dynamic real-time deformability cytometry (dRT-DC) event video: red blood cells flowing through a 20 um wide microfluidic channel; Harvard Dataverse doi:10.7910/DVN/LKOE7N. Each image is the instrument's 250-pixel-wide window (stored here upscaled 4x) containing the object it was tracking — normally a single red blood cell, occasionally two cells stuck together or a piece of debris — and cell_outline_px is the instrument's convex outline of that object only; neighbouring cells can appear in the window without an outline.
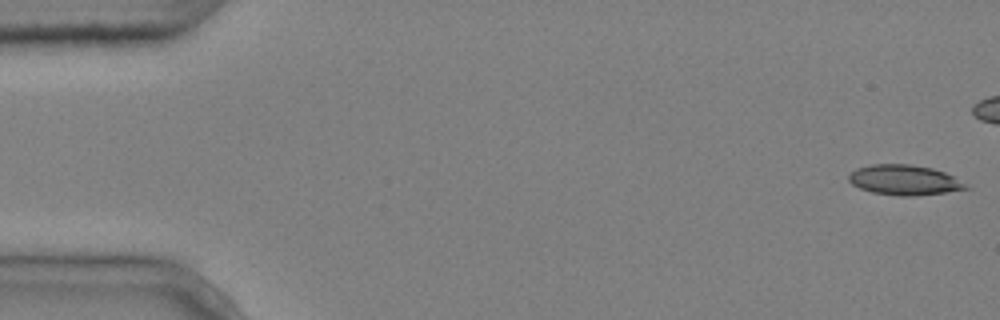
{"species": "common noctule bat (a hibernating species)", "species_latin": "Nyctalus noctula", "temperature_condition": "cold", "stored_images_in_passage": 12, "camera_frame_rate_fps": 3000, "um_per_image_px": 0.085, "animal": {"sex": "male", "body_mass_g": 20.4}, "frame": {"image": 1, "passage_image": 1, "time_ms": 0.0, "image_size_px": [1000, 320], "cell_outline_px": [[968, 188], [944, 192], [916, 196], [900, 196], [872, 192], [860, 188], [852, 184], [848, 180], [848, 176], [856, 168], [872, 164], [908, 164], [932, 168], [944, 172], [952, 176], [964, 184]], "centroid_in_image_um": [76.8, 15.3], "position_along_channel_um": 8.2, "area_um2": 20.23}}
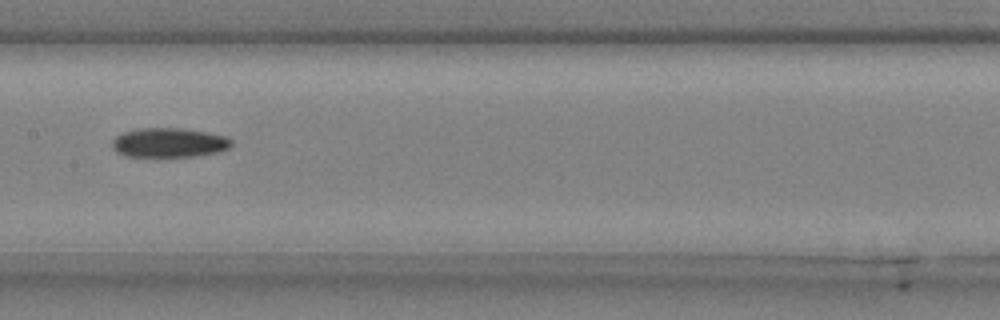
{"frame": {"image": 2, "passage_image": 9, "time_ms": 2.667, "image_size_px": [1000, 320], "cell_outline_px": [[232, 144], [228, 148], [220, 152], [196, 156], [124, 156], [116, 152], [112, 148], [112, 140], [116, 136], [124, 132], [140, 128], [180, 128], [228, 136], [232, 140]], "centroid_in_image_um": [14.37, 12.13], "position_along_channel_um": 193.0, "area_um2": 20.46}}
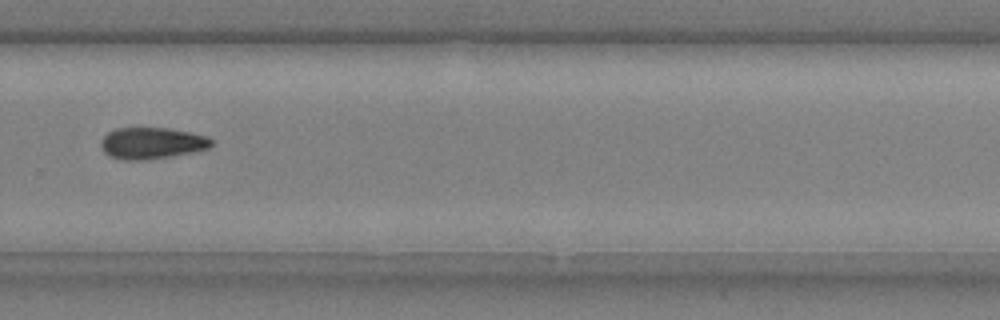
{"frame": {"image": 3, "passage_image": 12, "time_ms": 3.667, "image_size_px": [1000, 320], "cell_outline_px": [[212, 144], [208, 148], [172, 156], [148, 160], [124, 160], [108, 156], [104, 152], [100, 144], [100, 140], [108, 132], [116, 128], [168, 128], [208, 136], [212, 140]], "centroid_in_image_um": [12.86, 12.17], "position_along_channel_um": 316.9, "area_um2": 20.29}}